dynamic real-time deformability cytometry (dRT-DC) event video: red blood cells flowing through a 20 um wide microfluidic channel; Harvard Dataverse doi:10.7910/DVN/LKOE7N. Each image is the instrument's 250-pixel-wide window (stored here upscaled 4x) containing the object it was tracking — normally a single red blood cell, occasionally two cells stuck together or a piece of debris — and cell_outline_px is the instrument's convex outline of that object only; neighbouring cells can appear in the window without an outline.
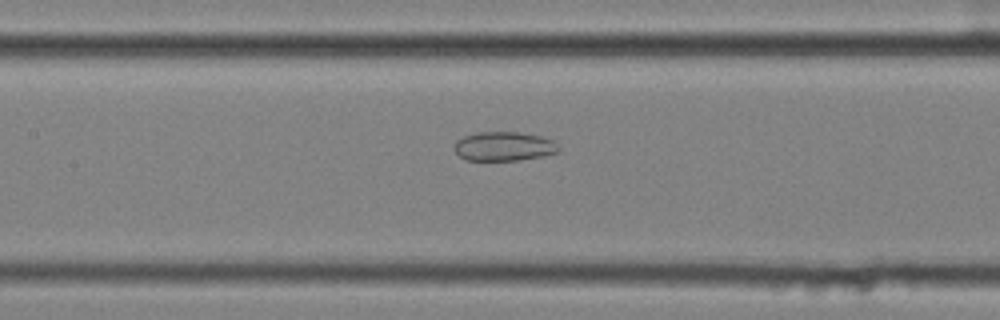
{"species": "common noctule bat (a hibernating species)", "species_latin": "Nyctalus noctula", "temperature_condition": "cold", "stored_images_in_passage": 58, "segment_of_instrument_passage": [2, 2], "camera_frame_rate_fps": 3000, "um_per_image_px": 0.085, "animal": {"sex": "female", "body_mass_g": 25.1}, "frame": {"image": 1, "passage_image": 28, "time_ms": 9.0, "image_size_px": [1000, 320], "cell_outline_px": [[560, 152], [544, 156], [520, 160], [468, 160], [460, 156], [452, 148], [456, 140], [464, 136], [476, 132], [516, 132], [540, 136], [552, 140], [560, 148]], "centroid_in_image_um": [42.82, 12.44], "position_along_channel_um": 164.6, "area_um2": 17.8}}
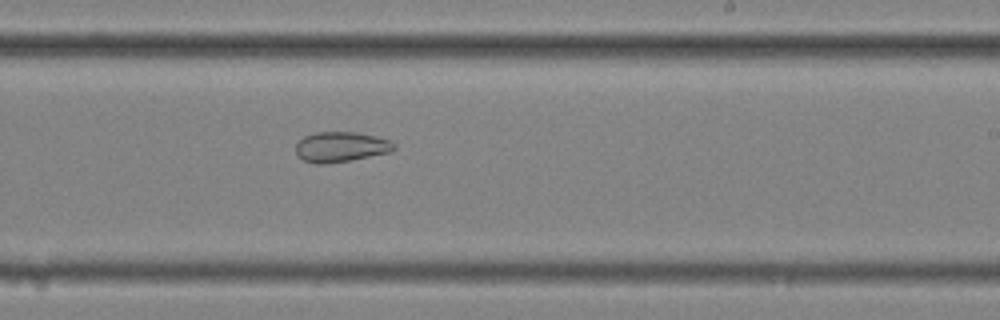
{"frame": {"image": 2, "passage_image": 36, "time_ms": 11.667, "image_size_px": [1000, 320], "cell_outline_px": [[396, 148], [392, 152], [348, 160], [324, 164], [316, 164], [304, 160], [296, 152], [296, 144], [304, 136], [316, 132], [356, 132], [376, 136], [388, 140], [396, 144]], "centroid_in_image_um": [28.99, 12.48], "position_along_channel_um": 260.0, "area_um2": 17.17}}
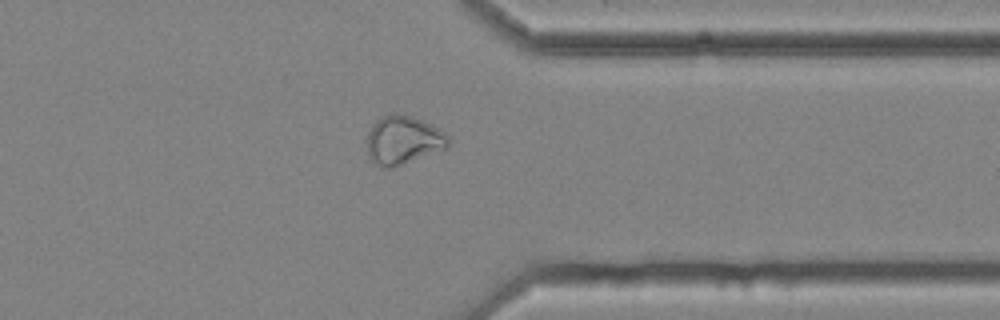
{"frame": {"image": 3, "passage_image": 46, "time_ms": 15.0, "image_size_px": [1000, 320], "cell_outline_px": [[448, 148], [392, 168], [388, 168], [380, 164], [368, 156], [368, 132], [372, 124], [376, 120], [392, 112], [412, 116], [424, 120], [440, 128], [448, 136]], "centroid_in_image_um": [34.31, 11.87], "position_along_channel_um": 377.1, "area_um2": 22.95}}